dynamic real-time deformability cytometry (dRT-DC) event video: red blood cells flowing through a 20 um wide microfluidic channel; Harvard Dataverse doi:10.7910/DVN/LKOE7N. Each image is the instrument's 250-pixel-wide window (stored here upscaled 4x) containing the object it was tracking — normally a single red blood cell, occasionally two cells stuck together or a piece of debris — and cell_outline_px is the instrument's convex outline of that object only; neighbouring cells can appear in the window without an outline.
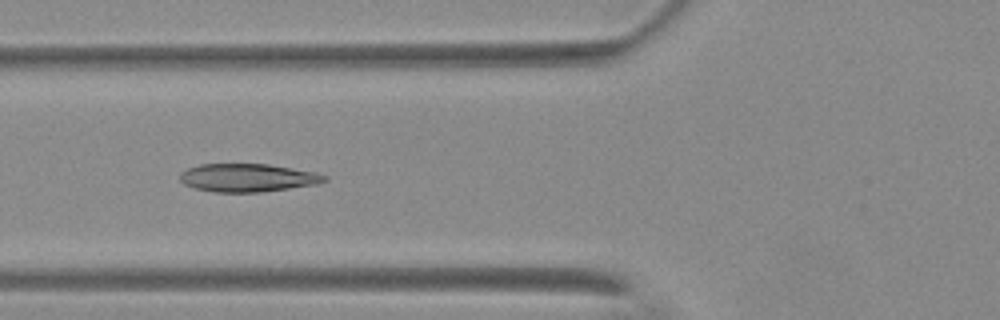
{"species": "Egyptian fruit bat (a non-hibernating species)", "species_latin": "Rousettus aegyptiacus", "temperature_condition": "warm", "stored_images_in_passage": 4, "camera_frame_rate_fps": 3000, "um_per_image_px": 0.085, "animal": {"sex": "female"}, "frame": {"image": 1, "passage_image": 4, "time_ms": 3.667, "image_size_px": [1000, 320], "cell_outline_px": [[328, 180], [320, 184], [260, 192], [212, 192], [196, 188], [184, 184], [180, 180], [180, 172], [188, 168], [200, 164], [268, 164], [316, 172], [328, 176]], "centroid_in_image_um": [21.08, 15.11], "position_along_channel_um": 104.7, "area_um2": 23.81}}